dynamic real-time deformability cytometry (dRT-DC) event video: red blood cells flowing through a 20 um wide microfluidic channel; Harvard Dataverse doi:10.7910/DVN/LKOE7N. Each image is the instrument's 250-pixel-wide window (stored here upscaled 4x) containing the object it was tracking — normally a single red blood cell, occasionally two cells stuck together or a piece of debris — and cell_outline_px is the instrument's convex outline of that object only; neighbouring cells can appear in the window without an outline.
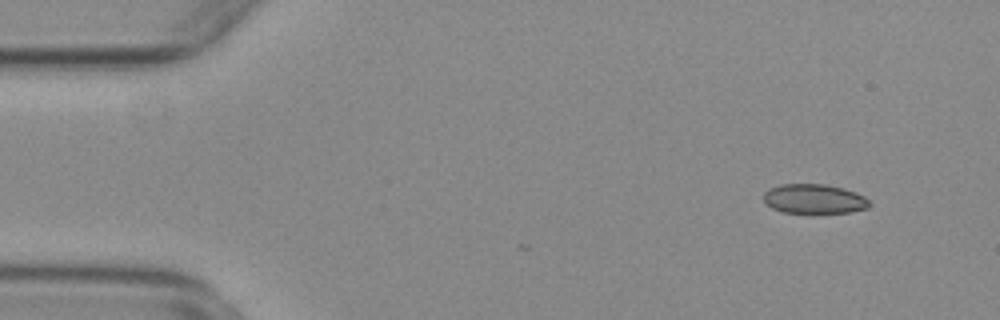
{"species": "common noctule bat (a hibernating species)", "species_latin": "Nyctalus noctula", "temperature_condition": "warm", "stored_images_in_passage": 6, "camera_frame_rate_fps": 3000, "um_per_image_px": 0.085, "animal": {"sex": "female", "body_mass_g": 29.2, "forearm_length_mm": 56.3}, "frame": {"image": 1, "passage_image": 4, "time_ms": 1.0, "image_size_px": [1000, 320], "cell_outline_px": [[872, 204], [868, 208], [852, 212], [784, 212], [772, 208], [764, 200], [764, 192], [768, 188], [780, 184], [828, 184], [844, 188], [856, 192], [864, 196]], "centroid_in_image_um": [69.23, 16.88], "position_along_channel_um": 15.8, "area_um2": 18.21}}